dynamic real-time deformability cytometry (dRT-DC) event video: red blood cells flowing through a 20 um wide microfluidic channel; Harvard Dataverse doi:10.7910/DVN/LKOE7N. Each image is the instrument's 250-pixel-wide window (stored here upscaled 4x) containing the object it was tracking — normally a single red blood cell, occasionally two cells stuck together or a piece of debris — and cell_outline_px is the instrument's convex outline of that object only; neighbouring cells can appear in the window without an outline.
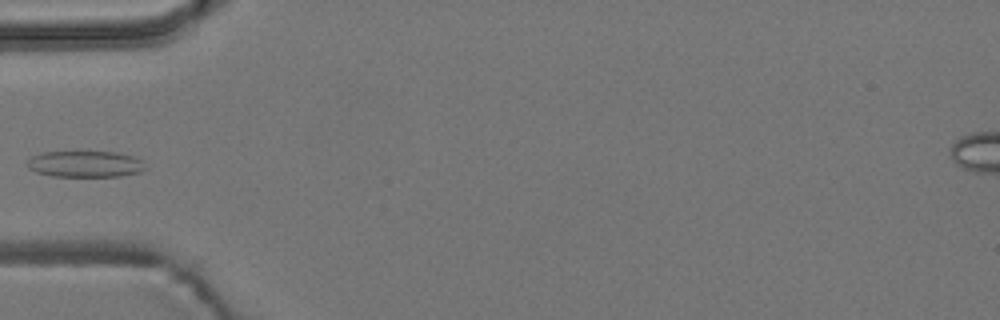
{"species": "common noctule bat (a hibernating species)", "species_latin": "Nyctalus noctula", "temperature_condition": "room temperature", "stored_images_in_passage": 5, "camera_frame_rate_fps": 3000, "um_per_image_px": 0.085, "animal": {"sex": "male", "body_mass_g": 19.2, "forearm_length_mm": 51.8}, "frame": {"image": 1, "passage_image": 4, "time_ms": 3.667, "image_size_px": [1000, 320], "cell_outline_px": [[144, 168], [140, 172], [120, 176], [52, 176], [36, 172], [28, 168], [28, 160], [32, 156], [40, 152], [116, 152], [132, 156], [140, 160]], "centroid_in_image_um": [7.19, 13.94], "position_along_channel_um": 77.8, "area_um2": 17.86}}